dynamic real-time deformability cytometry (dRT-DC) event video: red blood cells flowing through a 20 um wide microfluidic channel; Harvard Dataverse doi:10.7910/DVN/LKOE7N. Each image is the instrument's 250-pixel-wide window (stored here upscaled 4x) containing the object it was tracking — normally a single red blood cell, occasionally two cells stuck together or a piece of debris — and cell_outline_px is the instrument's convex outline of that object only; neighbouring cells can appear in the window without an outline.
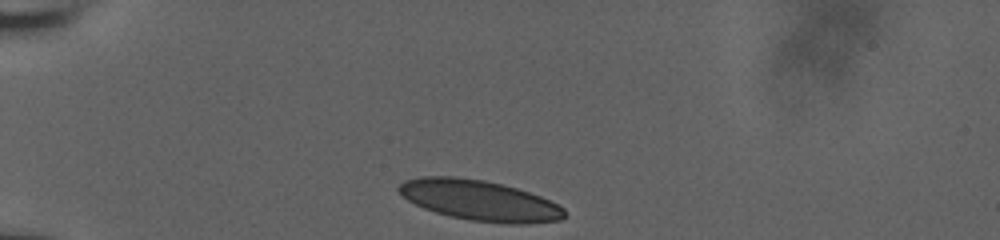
{"species": "human", "species_latin": "Homo sapiens", "temperature_condition": "room temperature", "stored_images_in_passage": 33, "camera_frame_rate_fps": 3000, "um_per_image_px": 0.085, "donor": {"sex": "male"}, "frame": {"image": 1, "passage_image": 1, "time_ms": 0.0, "image_size_px": [1000, 240], "cell_outline_px": [[564, 216], [560, 220], [528, 224], [508, 224], [468, 220], [436, 212], [424, 208], [408, 200], [396, 188], [404, 180], [420, 176], [452, 176], [484, 180], [516, 188], [540, 196], [564, 208]], "centroid_in_image_um": [40.74, 17.03], "position_along_channel_um": 44.3, "area_um2": 38.78}}
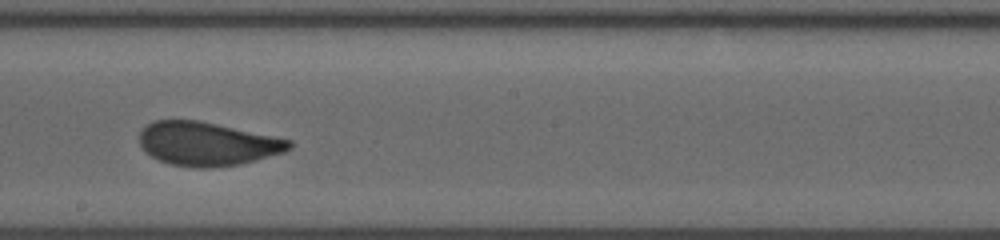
{"frame": {"image": 2, "passage_image": 19, "time_ms": 6.0, "image_size_px": [1000, 240], "cell_outline_px": [[292, 148], [284, 152], [256, 160], [240, 164], [208, 168], [196, 168], [172, 164], [160, 160], [144, 152], [140, 144], [140, 132], [152, 120], [200, 120], [276, 136], [292, 140]], "centroid_in_image_um": [17.64, 12.21], "position_along_channel_um": 230.6, "area_um2": 38.26}}
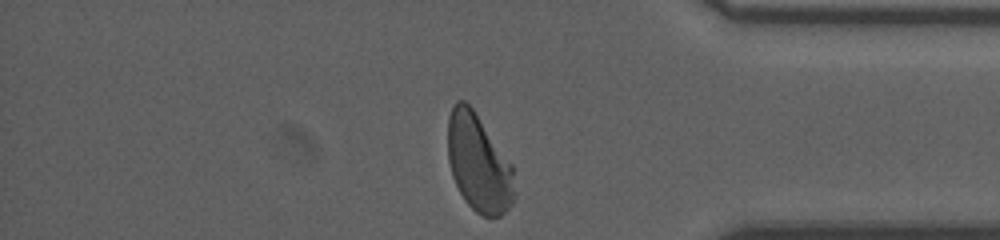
{"frame": {"image": 3, "passage_image": 33, "time_ms": 10.667, "image_size_px": [1000, 240], "cell_outline_px": [[516, 196], [512, 204], [500, 216], [484, 216], [476, 212], [464, 200], [452, 176], [448, 160], [448, 116], [452, 104], [456, 100], [464, 100], [472, 108], [512, 164], [516, 192]], "centroid_in_image_um": [40.68, 13.87], "position_along_channel_um": 394.5, "area_um2": 37.97}, "authors_computed_cell_mechanics": {"area_um2": 38.8994, "velocity_mm_per_s": 3.8334, "shape_relaxation_time_tau1_ms": 6.9147, "shape_relaxation_time_tau2_ms": null, "deformation_change_tau1": 0.1843, "deformation_change_tau2": null}}